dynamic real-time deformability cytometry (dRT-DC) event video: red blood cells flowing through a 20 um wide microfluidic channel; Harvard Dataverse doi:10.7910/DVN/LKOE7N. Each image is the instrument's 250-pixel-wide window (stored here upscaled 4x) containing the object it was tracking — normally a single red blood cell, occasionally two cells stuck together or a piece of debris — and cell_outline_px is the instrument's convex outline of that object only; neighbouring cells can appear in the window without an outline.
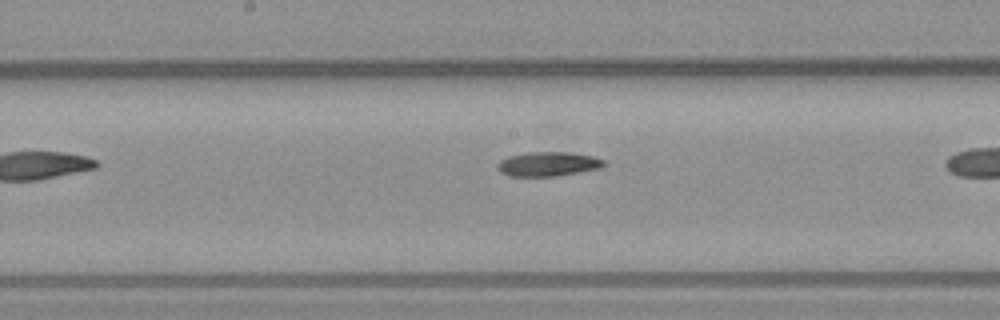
{"species": "common noctule bat (a hibernating species)", "species_latin": "Nyctalus noctula", "temperature_condition": "warm", "stored_images_in_passage": 26, "camera_frame_rate_fps": 3000, "um_per_image_px": 0.085, "animal": {"sex": "male", "body_mass_g": 23.1, "forearm_length_mm": 52.7}, "frame": {"image": 1, "passage_image": 12, "time_ms": 3.667, "image_size_px": [1000, 320], "cell_outline_px": [[604, 164], [600, 168], [556, 176], [508, 176], [500, 172], [496, 164], [500, 160], [508, 156], [524, 152], [568, 152], [592, 156], [604, 160]], "centroid_in_image_um": [46.53, 13.93], "position_along_channel_um": 201.7, "area_um2": 15.09}}